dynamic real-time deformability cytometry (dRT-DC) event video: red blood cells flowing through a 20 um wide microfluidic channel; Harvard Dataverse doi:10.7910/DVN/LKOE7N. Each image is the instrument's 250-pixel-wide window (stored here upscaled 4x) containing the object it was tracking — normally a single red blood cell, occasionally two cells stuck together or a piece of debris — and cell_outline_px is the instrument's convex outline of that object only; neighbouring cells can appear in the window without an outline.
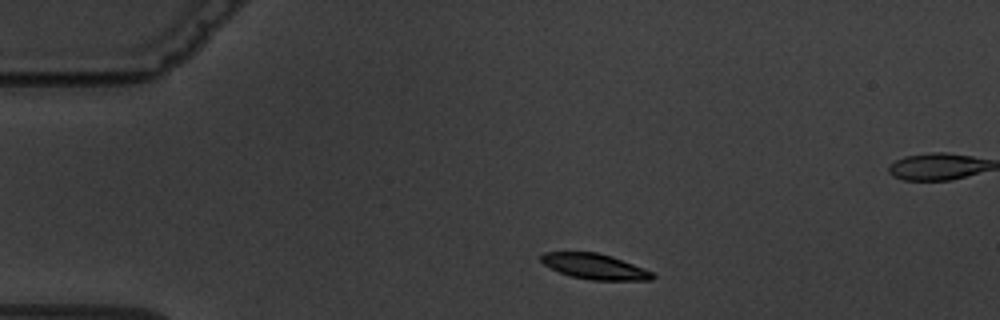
{"species": "common noctule bat (a hibernating species)", "species_latin": "Nyctalus noctula", "temperature_condition": "warm", "stored_images_in_passage": 9, "camera_frame_rate_fps": 3000, "um_per_image_px": 0.085, "animal": {"sex": "male", "body_mass_g": 19.5, "forearm_length_mm": 54.6}, "frame": {"image": 1, "passage_image": 1, "time_ms": 0.0, "image_size_px": [1000, 320], "cell_outline_px": [[656, 276], [652, 280], [592, 280], [572, 276], [560, 272], [544, 264], [540, 260], [540, 256], [544, 252], [596, 252], [612, 256], [644, 268], [652, 272]], "centroid_in_image_um": [50.57, 22.64], "position_along_channel_um": 34.4, "area_um2": 16.42}}
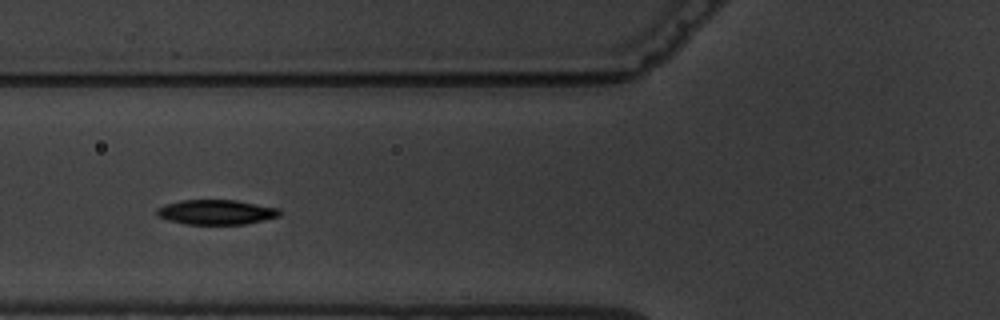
{"frame": {"image": 2, "passage_image": 4, "time_ms": 3.333, "image_size_px": [1000, 320], "cell_outline_px": [[280, 216], [244, 224], [184, 224], [168, 220], [156, 216], [156, 208], [164, 204], [180, 200], [236, 200], [280, 208]], "centroid_in_image_um": [18.34, 18.02], "position_along_channel_um": 107.5, "area_um2": 17.86}}
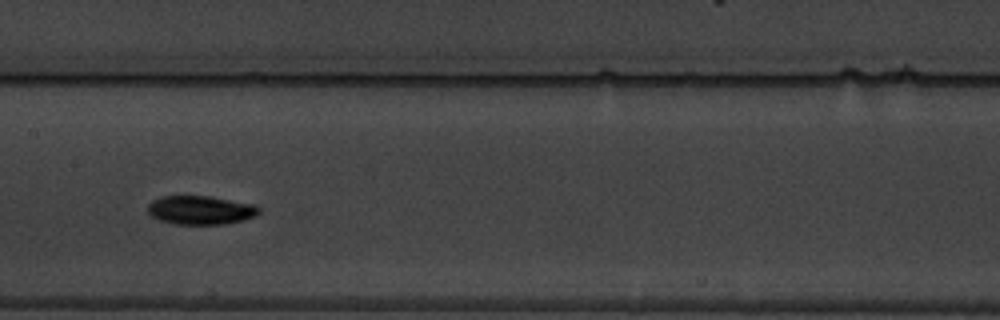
{"frame": {"image": 3, "passage_image": 6, "time_ms": 5.667, "image_size_px": [1000, 320], "cell_outline_px": [[260, 212], [256, 216], [244, 220], [224, 224], [176, 224], [160, 220], [152, 216], [148, 212], [148, 204], [152, 200], [160, 196], [208, 196], [252, 204], [260, 208]], "centroid_in_image_um": [17.04, 17.86], "position_along_channel_um": 190.4, "area_um2": 18.55}}